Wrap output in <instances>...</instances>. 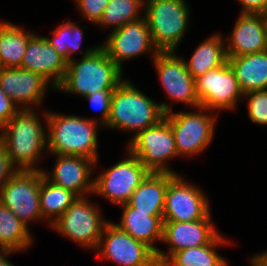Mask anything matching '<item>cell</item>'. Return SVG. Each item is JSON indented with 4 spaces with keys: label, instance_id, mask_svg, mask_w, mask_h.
<instances>
[{
    "label": "cell",
    "instance_id": "cell-5",
    "mask_svg": "<svg viewBox=\"0 0 267 266\" xmlns=\"http://www.w3.org/2000/svg\"><path fill=\"white\" fill-rule=\"evenodd\" d=\"M144 14L154 46L159 52L176 51L189 27L186 0H144Z\"/></svg>",
    "mask_w": 267,
    "mask_h": 266
},
{
    "label": "cell",
    "instance_id": "cell-2",
    "mask_svg": "<svg viewBox=\"0 0 267 266\" xmlns=\"http://www.w3.org/2000/svg\"><path fill=\"white\" fill-rule=\"evenodd\" d=\"M43 122L47 129V151L53 155L81 156L98 163L99 123L92 117L44 111ZM56 113V114H55Z\"/></svg>",
    "mask_w": 267,
    "mask_h": 266
},
{
    "label": "cell",
    "instance_id": "cell-21",
    "mask_svg": "<svg viewBox=\"0 0 267 266\" xmlns=\"http://www.w3.org/2000/svg\"><path fill=\"white\" fill-rule=\"evenodd\" d=\"M121 206L123 207L121 220L115 225L157 253L160 248L154 244L162 241L163 212H142L130 207L127 203Z\"/></svg>",
    "mask_w": 267,
    "mask_h": 266
},
{
    "label": "cell",
    "instance_id": "cell-38",
    "mask_svg": "<svg viewBox=\"0 0 267 266\" xmlns=\"http://www.w3.org/2000/svg\"><path fill=\"white\" fill-rule=\"evenodd\" d=\"M14 251H1L0 250V266H15L13 263H10L8 256L13 254Z\"/></svg>",
    "mask_w": 267,
    "mask_h": 266
},
{
    "label": "cell",
    "instance_id": "cell-29",
    "mask_svg": "<svg viewBox=\"0 0 267 266\" xmlns=\"http://www.w3.org/2000/svg\"><path fill=\"white\" fill-rule=\"evenodd\" d=\"M142 8H144V0H110L96 25L106 29L112 26V29L116 30L127 23L141 19L144 12Z\"/></svg>",
    "mask_w": 267,
    "mask_h": 266
},
{
    "label": "cell",
    "instance_id": "cell-13",
    "mask_svg": "<svg viewBox=\"0 0 267 266\" xmlns=\"http://www.w3.org/2000/svg\"><path fill=\"white\" fill-rule=\"evenodd\" d=\"M210 203L203 191L182 178L170 173L166 191L163 221L190 222L204 219L210 212Z\"/></svg>",
    "mask_w": 267,
    "mask_h": 266
},
{
    "label": "cell",
    "instance_id": "cell-18",
    "mask_svg": "<svg viewBox=\"0 0 267 266\" xmlns=\"http://www.w3.org/2000/svg\"><path fill=\"white\" fill-rule=\"evenodd\" d=\"M55 164L51 172L42 170L44 176L52 183L65 188L78 197L94 195V178L92 174L96 161L71 155L55 154Z\"/></svg>",
    "mask_w": 267,
    "mask_h": 266
},
{
    "label": "cell",
    "instance_id": "cell-26",
    "mask_svg": "<svg viewBox=\"0 0 267 266\" xmlns=\"http://www.w3.org/2000/svg\"><path fill=\"white\" fill-rule=\"evenodd\" d=\"M229 243L220 233L210 244L173 253L161 266H228L217 249Z\"/></svg>",
    "mask_w": 267,
    "mask_h": 266
},
{
    "label": "cell",
    "instance_id": "cell-37",
    "mask_svg": "<svg viewBox=\"0 0 267 266\" xmlns=\"http://www.w3.org/2000/svg\"><path fill=\"white\" fill-rule=\"evenodd\" d=\"M250 266H267V251L256 254L250 258Z\"/></svg>",
    "mask_w": 267,
    "mask_h": 266
},
{
    "label": "cell",
    "instance_id": "cell-39",
    "mask_svg": "<svg viewBox=\"0 0 267 266\" xmlns=\"http://www.w3.org/2000/svg\"><path fill=\"white\" fill-rule=\"evenodd\" d=\"M265 20H266V28H267V15H265Z\"/></svg>",
    "mask_w": 267,
    "mask_h": 266
},
{
    "label": "cell",
    "instance_id": "cell-19",
    "mask_svg": "<svg viewBox=\"0 0 267 266\" xmlns=\"http://www.w3.org/2000/svg\"><path fill=\"white\" fill-rule=\"evenodd\" d=\"M233 31L225 40L227 57L267 50V28L264 14L240 13Z\"/></svg>",
    "mask_w": 267,
    "mask_h": 266
},
{
    "label": "cell",
    "instance_id": "cell-33",
    "mask_svg": "<svg viewBox=\"0 0 267 266\" xmlns=\"http://www.w3.org/2000/svg\"><path fill=\"white\" fill-rule=\"evenodd\" d=\"M110 0H75L82 17L97 24ZM78 6V7H77Z\"/></svg>",
    "mask_w": 267,
    "mask_h": 266
},
{
    "label": "cell",
    "instance_id": "cell-6",
    "mask_svg": "<svg viewBox=\"0 0 267 266\" xmlns=\"http://www.w3.org/2000/svg\"><path fill=\"white\" fill-rule=\"evenodd\" d=\"M88 196L78 197L67 210L50 226L53 230L72 242L96 250L101 239L105 220L97 203L89 202ZM98 205V206H97Z\"/></svg>",
    "mask_w": 267,
    "mask_h": 266
},
{
    "label": "cell",
    "instance_id": "cell-15",
    "mask_svg": "<svg viewBox=\"0 0 267 266\" xmlns=\"http://www.w3.org/2000/svg\"><path fill=\"white\" fill-rule=\"evenodd\" d=\"M153 64L168 99L195 109L200 107L195 79L187 70L185 58L177 56L176 51L159 52L153 58Z\"/></svg>",
    "mask_w": 267,
    "mask_h": 266
},
{
    "label": "cell",
    "instance_id": "cell-16",
    "mask_svg": "<svg viewBox=\"0 0 267 266\" xmlns=\"http://www.w3.org/2000/svg\"><path fill=\"white\" fill-rule=\"evenodd\" d=\"M211 216L210 212L204 219L190 222L163 221L161 242L167 244L169 249L166 252L159 249L156 253L159 266L175 252L210 244L220 234L215 230Z\"/></svg>",
    "mask_w": 267,
    "mask_h": 266
},
{
    "label": "cell",
    "instance_id": "cell-30",
    "mask_svg": "<svg viewBox=\"0 0 267 266\" xmlns=\"http://www.w3.org/2000/svg\"><path fill=\"white\" fill-rule=\"evenodd\" d=\"M75 22H63L51 31L53 38L45 37L49 44L68 62L73 60L72 54L82 53L80 50L84 37L83 29ZM79 49V50H78Z\"/></svg>",
    "mask_w": 267,
    "mask_h": 266
},
{
    "label": "cell",
    "instance_id": "cell-14",
    "mask_svg": "<svg viewBox=\"0 0 267 266\" xmlns=\"http://www.w3.org/2000/svg\"><path fill=\"white\" fill-rule=\"evenodd\" d=\"M107 56L123 70V62L130 61L143 54L155 57L159 51L154 46L151 33L144 17L127 23L116 30H111L107 39L100 44Z\"/></svg>",
    "mask_w": 267,
    "mask_h": 266
},
{
    "label": "cell",
    "instance_id": "cell-17",
    "mask_svg": "<svg viewBox=\"0 0 267 266\" xmlns=\"http://www.w3.org/2000/svg\"><path fill=\"white\" fill-rule=\"evenodd\" d=\"M50 85L36 72L19 67L0 68V87L20 110L35 109L42 104Z\"/></svg>",
    "mask_w": 267,
    "mask_h": 266
},
{
    "label": "cell",
    "instance_id": "cell-9",
    "mask_svg": "<svg viewBox=\"0 0 267 266\" xmlns=\"http://www.w3.org/2000/svg\"><path fill=\"white\" fill-rule=\"evenodd\" d=\"M41 170H19L2 188L0 203L9 208L29 229L42 220L40 210Z\"/></svg>",
    "mask_w": 267,
    "mask_h": 266
},
{
    "label": "cell",
    "instance_id": "cell-3",
    "mask_svg": "<svg viewBox=\"0 0 267 266\" xmlns=\"http://www.w3.org/2000/svg\"><path fill=\"white\" fill-rule=\"evenodd\" d=\"M172 111L170 103H157L124 79L114 90L106 128L131 132L134 136L156 125Z\"/></svg>",
    "mask_w": 267,
    "mask_h": 266
},
{
    "label": "cell",
    "instance_id": "cell-24",
    "mask_svg": "<svg viewBox=\"0 0 267 266\" xmlns=\"http://www.w3.org/2000/svg\"><path fill=\"white\" fill-rule=\"evenodd\" d=\"M224 42L222 35L213 34L197 46L189 61L185 60L187 70L194 79L227 61Z\"/></svg>",
    "mask_w": 267,
    "mask_h": 266
},
{
    "label": "cell",
    "instance_id": "cell-8",
    "mask_svg": "<svg viewBox=\"0 0 267 266\" xmlns=\"http://www.w3.org/2000/svg\"><path fill=\"white\" fill-rule=\"evenodd\" d=\"M126 146L127 151L136 156L150 172L178 174L167 165L170 159L179 156L174 135L165 118L132 136Z\"/></svg>",
    "mask_w": 267,
    "mask_h": 266
},
{
    "label": "cell",
    "instance_id": "cell-34",
    "mask_svg": "<svg viewBox=\"0 0 267 266\" xmlns=\"http://www.w3.org/2000/svg\"><path fill=\"white\" fill-rule=\"evenodd\" d=\"M18 171L19 169L11 162L5 145L0 141V192Z\"/></svg>",
    "mask_w": 267,
    "mask_h": 266
},
{
    "label": "cell",
    "instance_id": "cell-11",
    "mask_svg": "<svg viewBox=\"0 0 267 266\" xmlns=\"http://www.w3.org/2000/svg\"><path fill=\"white\" fill-rule=\"evenodd\" d=\"M99 259L120 266H159L156 253L145 243L134 239L109 221L96 248Z\"/></svg>",
    "mask_w": 267,
    "mask_h": 266
},
{
    "label": "cell",
    "instance_id": "cell-32",
    "mask_svg": "<svg viewBox=\"0 0 267 266\" xmlns=\"http://www.w3.org/2000/svg\"><path fill=\"white\" fill-rule=\"evenodd\" d=\"M114 91H97L92 94H88L83 98L88 100L91 108L99 111L100 115L95 122L99 123L102 127L106 126L111 108V98Z\"/></svg>",
    "mask_w": 267,
    "mask_h": 266
},
{
    "label": "cell",
    "instance_id": "cell-28",
    "mask_svg": "<svg viewBox=\"0 0 267 266\" xmlns=\"http://www.w3.org/2000/svg\"><path fill=\"white\" fill-rule=\"evenodd\" d=\"M78 199V196L49 181L43 174L40 188V210L49 227Z\"/></svg>",
    "mask_w": 267,
    "mask_h": 266
},
{
    "label": "cell",
    "instance_id": "cell-35",
    "mask_svg": "<svg viewBox=\"0 0 267 266\" xmlns=\"http://www.w3.org/2000/svg\"><path fill=\"white\" fill-rule=\"evenodd\" d=\"M20 110L0 87V129Z\"/></svg>",
    "mask_w": 267,
    "mask_h": 266
},
{
    "label": "cell",
    "instance_id": "cell-12",
    "mask_svg": "<svg viewBox=\"0 0 267 266\" xmlns=\"http://www.w3.org/2000/svg\"><path fill=\"white\" fill-rule=\"evenodd\" d=\"M195 92L200 107L210 112L235 109L244 96L228 61L196 78Z\"/></svg>",
    "mask_w": 267,
    "mask_h": 266
},
{
    "label": "cell",
    "instance_id": "cell-10",
    "mask_svg": "<svg viewBox=\"0 0 267 266\" xmlns=\"http://www.w3.org/2000/svg\"><path fill=\"white\" fill-rule=\"evenodd\" d=\"M128 157L108 168L94 178V193L103 196L113 205L129 201L134 190L150 171L127 151Z\"/></svg>",
    "mask_w": 267,
    "mask_h": 266
},
{
    "label": "cell",
    "instance_id": "cell-31",
    "mask_svg": "<svg viewBox=\"0 0 267 266\" xmlns=\"http://www.w3.org/2000/svg\"><path fill=\"white\" fill-rule=\"evenodd\" d=\"M242 98L248 99L247 113L251 122L267 126V90L250 91L245 93Z\"/></svg>",
    "mask_w": 267,
    "mask_h": 266
},
{
    "label": "cell",
    "instance_id": "cell-4",
    "mask_svg": "<svg viewBox=\"0 0 267 266\" xmlns=\"http://www.w3.org/2000/svg\"><path fill=\"white\" fill-rule=\"evenodd\" d=\"M43 125L38 112L23 109L0 129V141L19 170H43L37 167L47 149V130Z\"/></svg>",
    "mask_w": 267,
    "mask_h": 266
},
{
    "label": "cell",
    "instance_id": "cell-25",
    "mask_svg": "<svg viewBox=\"0 0 267 266\" xmlns=\"http://www.w3.org/2000/svg\"><path fill=\"white\" fill-rule=\"evenodd\" d=\"M35 33L10 21L0 24V68L20 67L30 38Z\"/></svg>",
    "mask_w": 267,
    "mask_h": 266
},
{
    "label": "cell",
    "instance_id": "cell-23",
    "mask_svg": "<svg viewBox=\"0 0 267 266\" xmlns=\"http://www.w3.org/2000/svg\"><path fill=\"white\" fill-rule=\"evenodd\" d=\"M170 173L150 172L134 190L127 204L142 212H164Z\"/></svg>",
    "mask_w": 267,
    "mask_h": 266
},
{
    "label": "cell",
    "instance_id": "cell-1",
    "mask_svg": "<svg viewBox=\"0 0 267 266\" xmlns=\"http://www.w3.org/2000/svg\"><path fill=\"white\" fill-rule=\"evenodd\" d=\"M123 80V70L104 49L91 46L79 60L67 62L64 78L55 90L83 98L97 91H114Z\"/></svg>",
    "mask_w": 267,
    "mask_h": 266
},
{
    "label": "cell",
    "instance_id": "cell-20",
    "mask_svg": "<svg viewBox=\"0 0 267 266\" xmlns=\"http://www.w3.org/2000/svg\"><path fill=\"white\" fill-rule=\"evenodd\" d=\"M19 68L40 74L52 84L51 88L55 89L64 78L67 61L44 36L34 34L28 42Z\"/></svg>",
    "mask_w": 267,
    "mask_h": 266
},
{
    "label": "cell",
    "instance_id": "cell-22",
    "mask_svg": "<svg viewBox=\"0 0 267 266\" xmlns=\"http://www.w3.org/2000/svg\"><path fill=\"white\" fill-rule=\"evenodd\" d=\"M227 61L244 94L250 91L267 90V50L227 57Z\"/></svg>",
    "mask_w": 267,
    "mask_h": 266
},
{
    "label": "cell",
    "instance_id": "cell-7",
    "mask_svg": "<svg viewBox=\"0 0 267 266\" xmlns=\"http://www.w3.org/2000/svg\"><path fill=\"white\" fill-rule=\"evenodd\" d=\"M196 110L177 113L171 111L164 115L174 135L179 157L198 155L204 152L213 140L218 116L209 113L204 107H197Z\"/></svg>",
    "mask_w": 267,
    "mask_h": 266
},
{
    "label": "cell",
    "instance_id": "cell-36",
    "mask_svg": "<svg viewBox=\"0 0 267 266\" xmlns=\"http://www.w3.org/2000/svg\"><path fill=\"white\" fill-rule=\"evenodd\" d=\"M242 6L241 13L267 15V0H238Z\"/></svg>",
    "mask_w": 267,
    "mask_h": 266
},
{
    "label": "cell",
    "instance_id": "cell-27",
    "mask_svg": "<svg viewBox=\"0 0 267 266\" xmlns=\"http://www.w3.org/2000/svg\"><path fill=\"white\" fill-rule=\"evenodd\" d=\"M31 230L6 206L0 203V250L24 251L33 244Z\"/></svg>",
    "mask_w": 267,
    "mask_h": 266
}]
</instances>
